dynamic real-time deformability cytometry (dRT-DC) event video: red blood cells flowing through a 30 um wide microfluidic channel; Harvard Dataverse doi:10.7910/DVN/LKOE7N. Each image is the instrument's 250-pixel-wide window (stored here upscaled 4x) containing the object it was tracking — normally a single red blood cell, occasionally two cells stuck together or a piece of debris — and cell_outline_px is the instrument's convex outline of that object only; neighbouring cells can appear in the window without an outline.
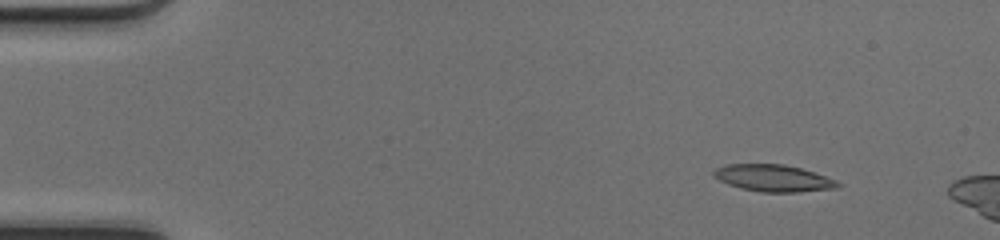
{"species": "common noctule bat (a hibernating species)", "species_latin": "Nyctalus noctula", "temperature_condition": "cold", "stored_images_in_passage": 10, "camera_frame_rate_fps": 3000, "um_per_image_px": 0.085, "animal": {"sex": "female", "body_mass_g": 17.0, "forearm_length_mm": 48.0}, "frame": {"image": 1, "passage_image": 5, "time_ms": 1.333, "image_size_px": [1000, 240], "cell_outline_px": [[840, 184], [836, 188], [796, 192], [760, 192], [740, 188], [728, 184], [712, 176], [712, 172], [716, 168], [724, 164], [784, 164], [800, 168], [836, 180]], "centroid_in_image_um": [65.67, 15.14], "position_along_channel_um": 19.3, "area_um2": 19.31}}